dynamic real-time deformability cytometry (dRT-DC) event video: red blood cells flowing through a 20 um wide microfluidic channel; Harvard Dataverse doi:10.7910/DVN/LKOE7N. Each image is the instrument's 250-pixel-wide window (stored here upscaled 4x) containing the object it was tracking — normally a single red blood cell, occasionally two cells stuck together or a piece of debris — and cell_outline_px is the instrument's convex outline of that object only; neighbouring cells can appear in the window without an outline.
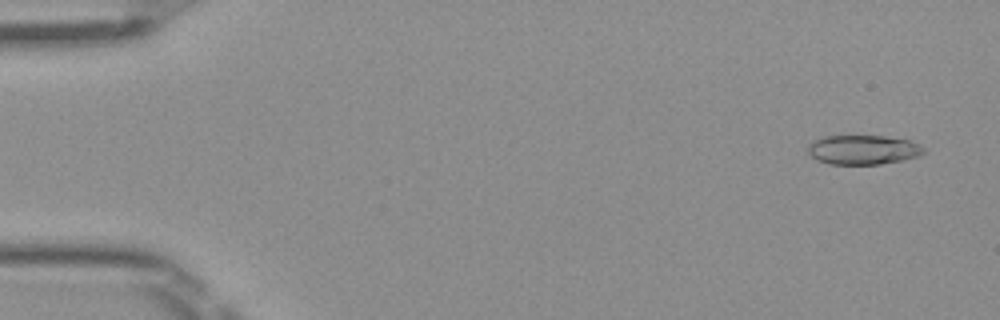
{"species": "Egyptian fruit bat (a non-hibernating species)", "species_latin": "Rousettus aegyptiacus", "temperature_condition": "room temperature", "stored_images_in_passage": 50, "camera_frame_rate_fps": 3000, "um_per_image_px": 0.085, "frame": {"image": 1, "passage_image": 3, "time_ms": 0.667, "image_size_px": [1000, 320], "cell_outline_px": [[924, 152], [920, 156], [904, 160], [880, 164], [828, 164], [816, 160], [808, 152], [808, 144], [812, 140], [824, 136], [884, 136], [908, 140], [920, 144], [924, 148]], "centroid_in_image_um": [73.35, 12.73], "position_along_channel_um": 11.6, "area_um2": 20.0}}
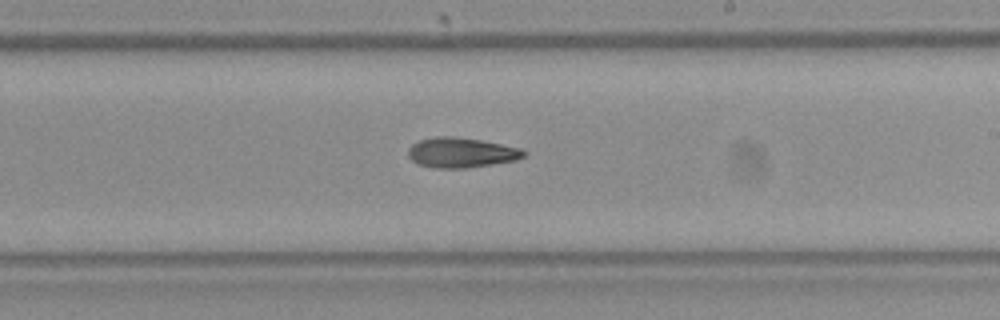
{"frame": {"image": 2, "passage_image": 30, "time_ms": 9.667, "image_size_px": [1000, 320], "cell_outline_px": [[528, 152], [524, 156], [516, 160], [468, 168], [436, 168], [420, 164], [412, 160], [408, 156], [408, 148], [412, 144], [420, 140], [436, 136], [452, 136], [480, 140], [524, 148]], "centroid_in_image_um": [39.24, 12.97], "position_along_channel_um": 249.8, "area_um2": 20.29}}
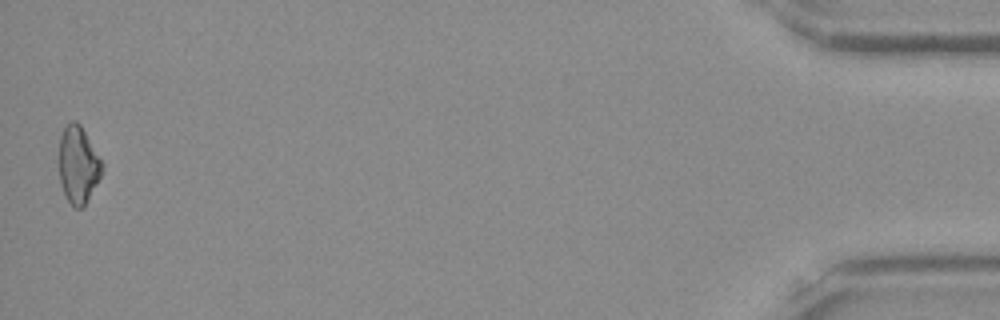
{"frame": {"image": 3, "passage_image": 50, "time_ms": 16.333, "image_size_px": [1000, 320], "cell_outline_px": [[104, 168], [96, 184], [84, 204], [80, 208], [76, 208], [68, 200], [60, 184], [60, 136], [64, 128], [72, 120], [76, 120], [80, 124], [104, 164]], "centroid_in_image_um": [6.65, 13.97], "position_along_channel_um": 428.5, "area_um2": 18.9}, "authors_computed_cell_mechanics": {"area_um2": 19.9988, "velocity_mm_per_s": 4.0575, "shape_relaxation_time_tau1_ms": 4.338, "shape_relaxation_time_tau2_ms": 7.401, "deformation_change_tau1": 0.1486, "deformation_change_tau2": 0.1858}}